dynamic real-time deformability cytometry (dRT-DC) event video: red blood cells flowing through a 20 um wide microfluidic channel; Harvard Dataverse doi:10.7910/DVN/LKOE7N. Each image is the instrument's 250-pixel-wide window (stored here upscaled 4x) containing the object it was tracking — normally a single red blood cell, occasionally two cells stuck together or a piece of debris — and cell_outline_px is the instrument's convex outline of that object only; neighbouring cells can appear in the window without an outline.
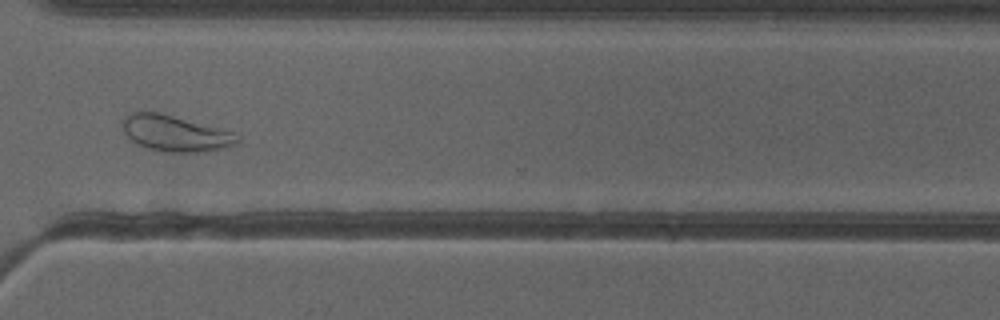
{"species": "common noctule bat (a hibernating species)", "species_latin": "Nyctalus noctula", "temperature_condition": "cold", "stored_images_in_passage": 45, "camera_frame_rate_fps": 3000, "um_per_image_px": 0.085, "animal": {"sex": "female"}, "frame": {"image": 1, "passage_image": 32, "time_ms": 10.333, "image_size_px": [1000, 320], "cell_outline_px": [[240, 140], [236, 144], [224, 148], [204, 152], [164, 152], [148, 148], [136, 144], [124, 132], [120, 124], [120, 120], [124, 116], [132, 112], [160, 112], [236, 132]], "centroid_in_image_um": [14.89, 11.33], "position_along_channel_um": 355.7, "area_um2": 24.45}, "authors_computed_cell_mechanics": {"area_um2": 27.5706, "velocity_mm_per_s": 3.8339, "shape_relaxation_time_tau1_ms": null, "shape_relaxation_time_tau2_ms": 1.8334, "deformation_change_tau1": null, "deformation_change_tau2": 0.0929}}